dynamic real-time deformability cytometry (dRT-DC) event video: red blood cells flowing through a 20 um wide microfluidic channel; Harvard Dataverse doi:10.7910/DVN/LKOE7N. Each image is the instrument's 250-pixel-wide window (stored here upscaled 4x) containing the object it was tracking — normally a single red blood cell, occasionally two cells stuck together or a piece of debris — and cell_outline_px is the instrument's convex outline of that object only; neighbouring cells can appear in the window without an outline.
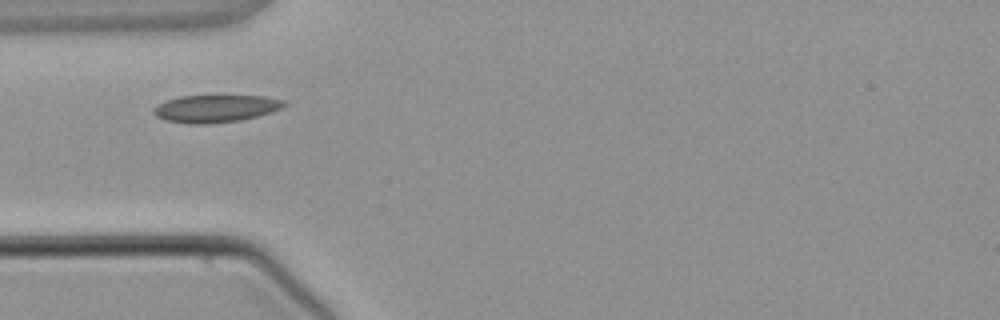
{"species": "common noctule bat (a hibernating species)", "species_latin": "Nyctalus noctula", "temperature_condition": "warm", "stored_images_in_passage": 1, "camera_frame_rate_fps": 3000, "um_per_image_px": 0.085, "animal": {"sex": "male", "body_mass_g": 21.5, "forearm_length_mm": 52.0}, "frame": {"image": 1, "passage_image": 1, "time_ms": 0.0, "image_size_px": [1000, 320], "cell_outline_px": [[288, 104], [272, 112], [240, 120], [208, 124], [188, 124], [164, 120], [156, 116], [152, 112], [152, 108], [156, 104], [164, 100], [180, 96], [264, 96], [284, 100]], "centroid_in_image_um": [18.27, 9.23], "position_along_channel_um": 66.7, "area_um2": 21.04}}